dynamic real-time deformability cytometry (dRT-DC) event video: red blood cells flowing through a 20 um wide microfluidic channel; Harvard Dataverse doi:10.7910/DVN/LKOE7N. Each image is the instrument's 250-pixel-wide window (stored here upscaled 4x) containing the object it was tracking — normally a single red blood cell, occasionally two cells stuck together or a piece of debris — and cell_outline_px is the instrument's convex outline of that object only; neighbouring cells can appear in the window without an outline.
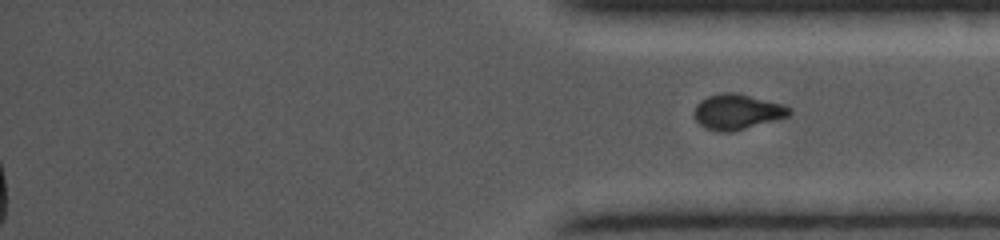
{"species": "common noctule bat (a hibernating species)", "species_latin": "Nyctalus noctula", "temperature_condition": "cold", "stored_images_in_passage": 42, "segment_of_instrument_passage": [2, 2], "camera_frame_rate_fps": 5000, "um_per_image_px": 0.085, "animal": {"sex": "female", "body_mass_g": 19.0, "forearm_length_mm": 56.7}, "frame": {"image": 1, "passage_image": 42, "time_ms": 12.6, "image_size_px": [1000, 240], "cell_outline_px": [[792, 112], [788, 116], [776, 120], [732, 132], [716, 132], [700, 124], [696, 120], [696, 104], [700, 100], [708, 96], [720, 92], [736, 92], [784, 104], [792, 108]], "centroid_in_image_um": [62.7, 9.49], "position_along_channel_um": 372.5, "area_um2": 19.65}}